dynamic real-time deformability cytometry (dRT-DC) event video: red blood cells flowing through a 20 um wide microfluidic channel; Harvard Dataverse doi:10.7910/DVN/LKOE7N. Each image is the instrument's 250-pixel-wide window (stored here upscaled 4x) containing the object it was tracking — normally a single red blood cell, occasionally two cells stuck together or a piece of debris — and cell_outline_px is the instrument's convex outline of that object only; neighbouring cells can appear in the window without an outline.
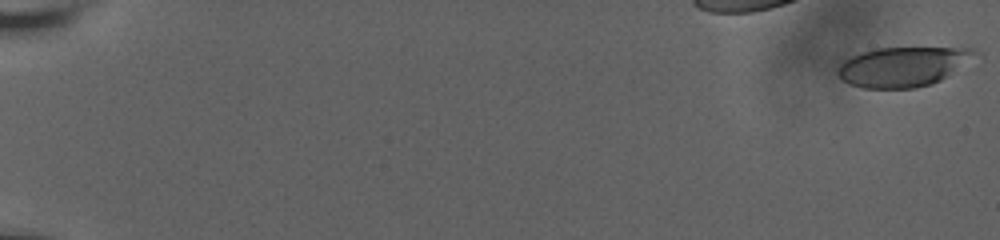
{"species": "human", "species_latin": "Homo sapiens", "temperature_condition": "room temperature", "stored_images_in_passage": 10, "camera_frame_rate_fps": 3000, "um_per_image_px": 0.085, "donor": {"sex": "male"}, "frame": {"image": 1, "passage_image": 1, "time_ms": 0.0, "image_size_px": [1000, 240], "cell_outline_px": [[984, 56], [948, 76], [932, 84], [916, 88], [864, 88], [848, 84], [836, 72], [840, 64], [844, 60], [860, 52], [876, 48], [972, 48], [980, 52]], "centroid_in_image_um": [76.87, 5.65], "position_along_channel_um": 8.1, "area_um2": 32.37}}
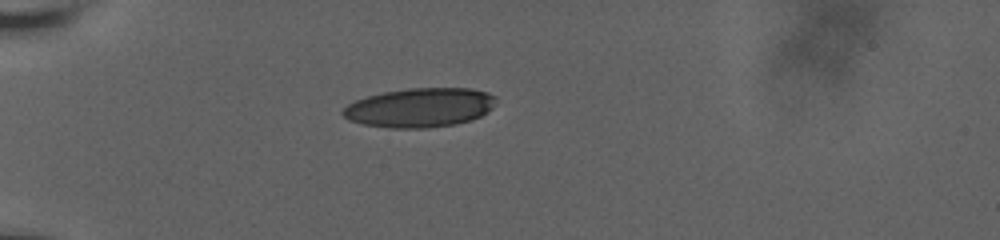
{"frame": {"image": 2, "passage_image": 9, "time_ms": 6.333, "image_size_px": [1000, 240], "cell_outline_px": [[496, 96], [492, 108], [488, 112], [472, 120], [456, 124], [428, 128], [388, 128], [364, 124], [348, 120], [340, 112], [348, 104], [356, 100], [368, 96], [384, 92], [408, 88], [472, 88], [488, 92]], "centroid_in_image_um": [35.7, 9.15], "position_along_channel_um": 49.3, "area_um2": 35.14}}